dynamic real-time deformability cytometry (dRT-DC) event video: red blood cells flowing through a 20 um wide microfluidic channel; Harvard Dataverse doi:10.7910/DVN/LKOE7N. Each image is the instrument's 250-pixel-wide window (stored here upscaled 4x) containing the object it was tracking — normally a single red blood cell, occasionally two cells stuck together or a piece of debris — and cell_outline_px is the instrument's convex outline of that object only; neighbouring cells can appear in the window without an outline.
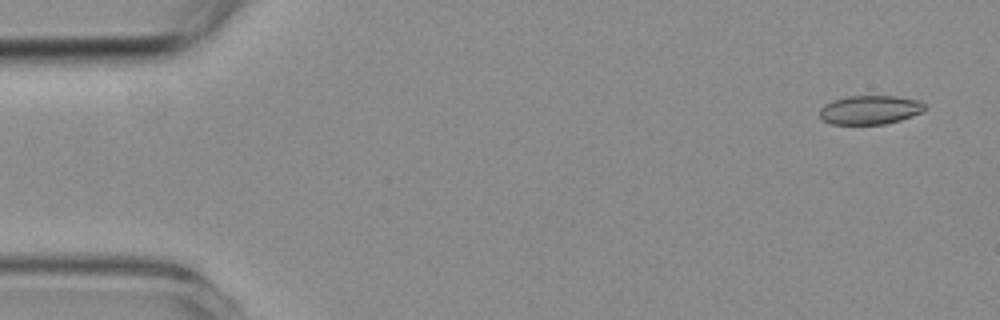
{"species": "common noctule bat (a hibernating species)", "species_latin": "Nyctalus noctula", "temperature_condition": "room temperature", "stored_images_in_passage": 7, "camera_frame_rate_fps": 3000, "um_per_image_px": 0.085, "animal": {"sex": "female", "body_mass_g": 19.3, "forearm_length_mm": 54.1}, "frame": {"image": 1, "passage_image": 1, "time_ms": 0.0, "image_size_px": [1000, 320], "cell_outline_px": [[928, 108], [924, 112], [900, 120], [884, 124], [832, 124], [824, 120], [820, 116], [820, 108], [824, 104], [832, 100], [848, 96], [896, 96], [920, 100]], "centroid_in_image_um": [73.99, 9.33], "position_along_channel_um": 11.0, "area_um2": 17.86}}
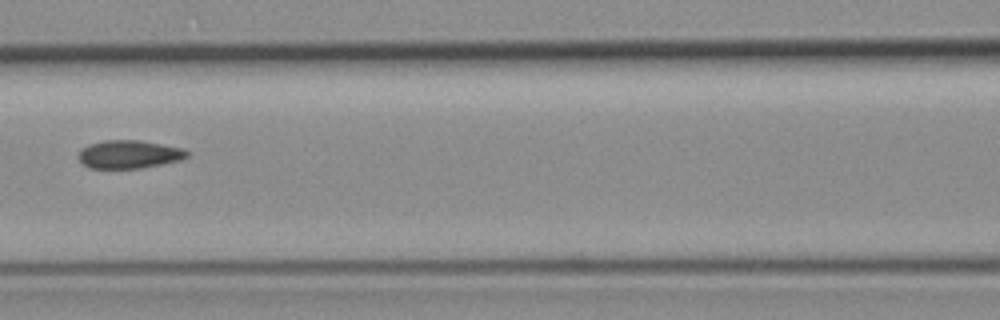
{"frame": {"image": 2, "passage_image": 6, "time_ms": 6.667, "image_size_px": [1000, 320], "cell_outline_px": [[188, 156], [180, 160], [140, 168], [88, 168], [76, 156], [88, 144], [104, 140], [140, 140], [184, 148], [188, 152]], "centroid_in_image_um": [10.97, 13.11], "position_along_channel_um": 155.6, "area_um2": 17.74}}
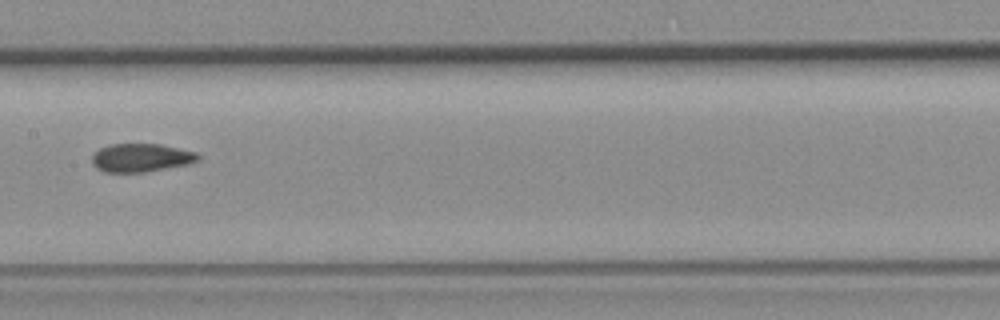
{"frame": {"image": 3, "passage_image": 7, "time_ms": 7.667, "image_size_px": [1000, 320], "cell_outline_px": [[200, 160], [188, 164], [144, 172], [104, 172], [96, 168], [92, 164], [92, 152], [100, 148], [112, 144], [160, 144], [196, 152], [200, 156]], "centroid_in_image_um": [11.96, 13.41], "position_along_channel_um": 195.4, "area_um2": 17.57}}